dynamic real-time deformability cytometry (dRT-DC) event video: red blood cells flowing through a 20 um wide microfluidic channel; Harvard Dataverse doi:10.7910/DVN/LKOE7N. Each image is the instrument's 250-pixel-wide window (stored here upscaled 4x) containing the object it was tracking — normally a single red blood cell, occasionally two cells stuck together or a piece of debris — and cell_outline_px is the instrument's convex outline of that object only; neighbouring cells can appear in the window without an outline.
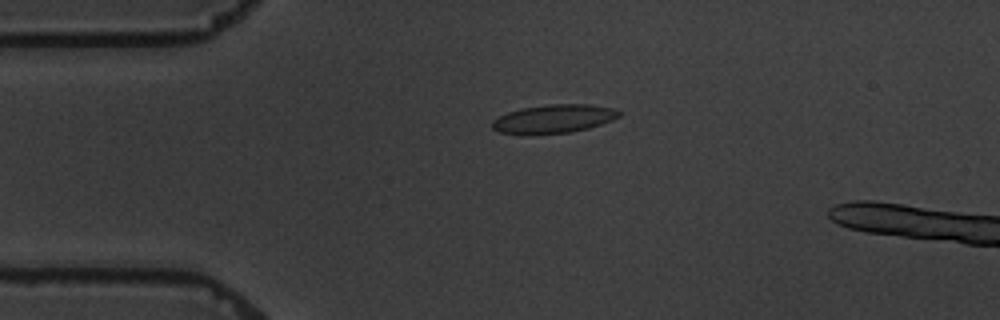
{"species": "common noctule bat (a hibernating species)", "species_latin": "Nyctalus noctula", "temperature_condition": "warm", "stored_images_in_passage": 5, "camera_frame_rate_fps": 3000, "um_per_image_px": 0.085, "animal": {"sex": "male", "body_mass_g": 19.5, "forearm_length_mm": 54.6}, "frame": {"image": 1, "passage_image": 4, "time_ms": 3.333, "image_size_px": [1000, 320], "cell_outline_px": [[620, 116], [612, 120], [588, 128], [572, 132], [500, 132], [492, 128], [492, 120], [508, 112], [520, 108], [548, 104], [592, 104], [612, 108], [620, 112]], "centroid_in_image_um": [47.11, 10.05], "position_along_channel_um": 37.9, "area_um2": 20.4}}